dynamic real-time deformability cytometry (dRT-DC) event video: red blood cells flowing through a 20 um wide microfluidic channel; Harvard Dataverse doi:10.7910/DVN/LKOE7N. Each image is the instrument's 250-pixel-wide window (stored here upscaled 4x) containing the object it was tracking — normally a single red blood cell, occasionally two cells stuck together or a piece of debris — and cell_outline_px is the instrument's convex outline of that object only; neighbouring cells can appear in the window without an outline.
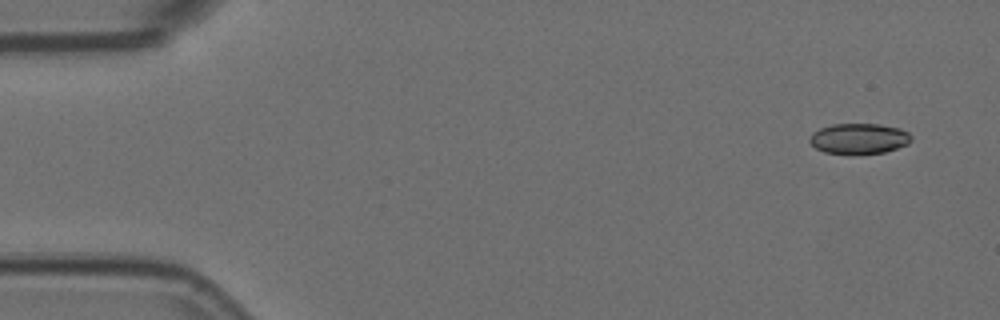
{"species": "Egyptian fruit bat (a non-hibernating species)", "species_latin": "Rousettus aegyptiacus", "temperature_condition": "room temperature", "stored_images_in_passage": 8, "camera_frame_rate_fps": 3000, "um_per_image_px": 0.085, "animal": {"sex": "female"}, "frame": {"image": 1, "passage_image": 1, "time_ms": 0.0, "image_size_px": [1000, 320], "cell_outline_px": [[912, 140], [908, 144], [884, 152], [848, 156], [824, 152], [816, 148], [808, 140], [812, 132], [820, 128], [832, 124], [880, 124], [900, 128], [908, 132], [912, 136]], "centroid_in_image_um": [73.0, 11.8], "position_along_channel_um": 12.0, "area_um2": 18.55}}
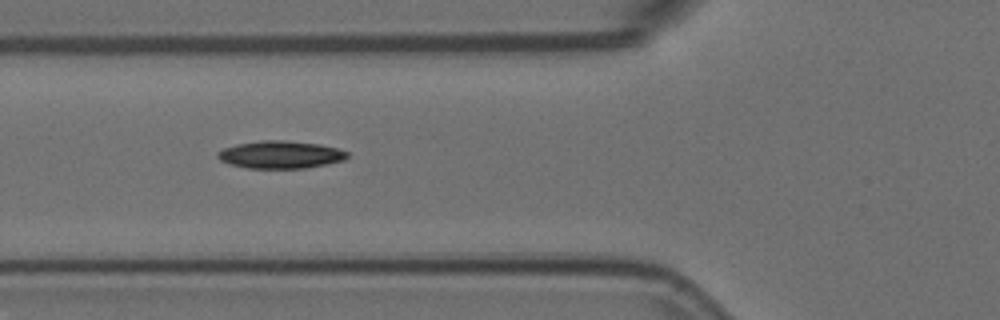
{"frame": {"image": 2, "passage_image": 6, "time_ms": 1.667, "image_size_px": [1000, 320], "cell_outline_px": [[348, 156], [344, 160], [304, 168], [248, 168], [228, 164], [220, 160], [216, 156], [216, 152], [224, 148], [236, 144], [260, 140], [284, 140], [320, 144], [336, 148], [348, 152]], "centroid_in_image_um": [23.79, 13.14], "position_along_channel_um": 102.0, "area_um2": 20.81}}
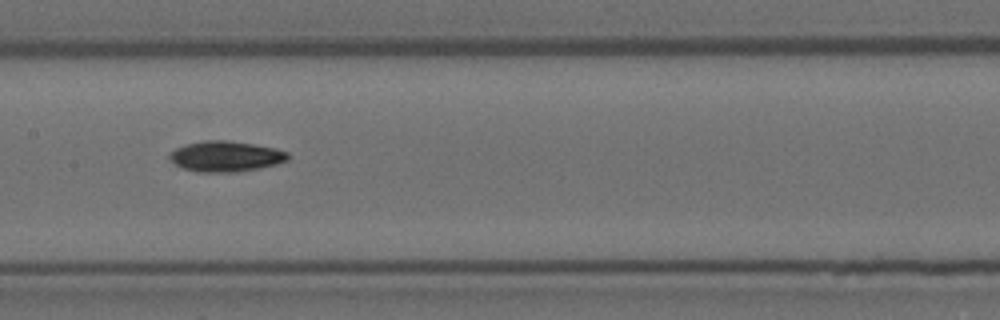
{"frame": {"image": 3, "passage_image": 8, "time_ms": 2.333, "image_size_px": [1000, 320], "cell_outline_px": [[288, 160], [276, 164], [260, 168], [236, 172], [196, 172], [184, 168], [176, 164], [172, 160], [172, 152], [176, 148], [188, 144], [204, 140], [224, 140], [252, 144], [276, 148], [288, 152]], "centroid_in_image_um": [19.24, 13.29], "position_along_channel_um": 188.2, "area_um2": 20.75}}